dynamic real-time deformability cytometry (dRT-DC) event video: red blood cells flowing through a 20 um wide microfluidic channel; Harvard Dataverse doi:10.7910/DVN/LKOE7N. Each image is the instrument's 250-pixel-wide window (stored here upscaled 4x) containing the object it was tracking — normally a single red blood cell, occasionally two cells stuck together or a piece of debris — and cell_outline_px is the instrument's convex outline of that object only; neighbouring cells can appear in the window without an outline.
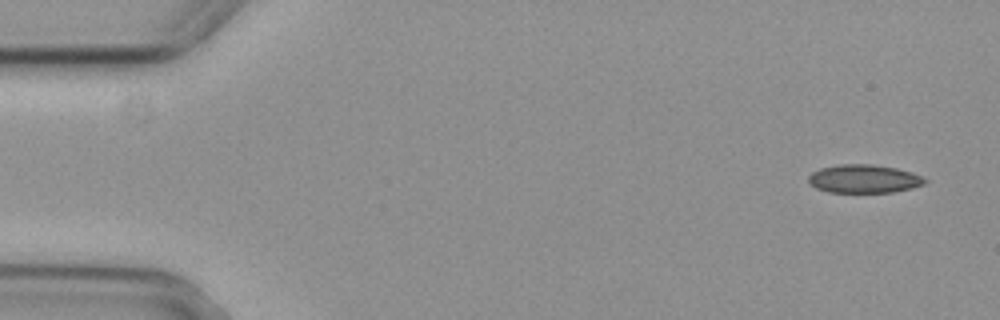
{"species": "common noctule bat (a hibernating species)", "species_latin": "Nyctalus noctula", "temperature_condition": "cold", "stored_images_in_passage": 6, "camera_frame_rate_fps": 3000, "um_per_image_px": 0.085, "animal": {"sex": "female", "body_mass_g": 29.2, "forearm_length_mm": 56.3}, "frame": {"image": 1, "passage_image": 1, "time_ms": 0.0, "image_size_px": [1000, 320], "cell_outline_px": [[928, 180], [924, 184], [912, 188], [892, 192], [828, 192], [816, 188], [808, 180], [808, 176], [812, 172], [820, 168], [840, 164], [872, 164], [896, 168], [912, 172], [924, 176]], "centroid_in_image_um": [73.46, 15.19], "position_along_channel_um": 11.5, "area_um2": 19.31}}
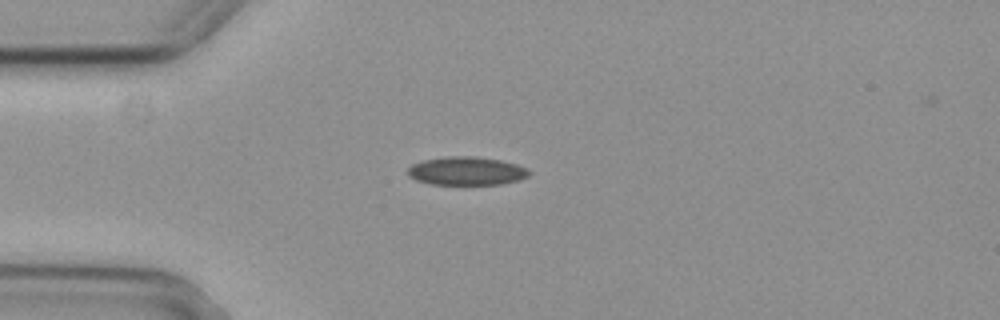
{"frame": {"image": 2, "passage_image": 4, "time_ms": 1.0, "image_size_px": [1000, 320], "cell_outline_px": [[532, 172], [528, 176], [520, 180], [500, 184], [432, 184], [416, 180], [408, 176], [408, 168], [412, 164], [424, 160], [448, 156], [476, 156], [500, 160], [516, 164], [528, 168]], "centroid_in_image_um": [39.68, 14.53], "position_along_channel_um": 45.3, "area_um2": 20.11}}
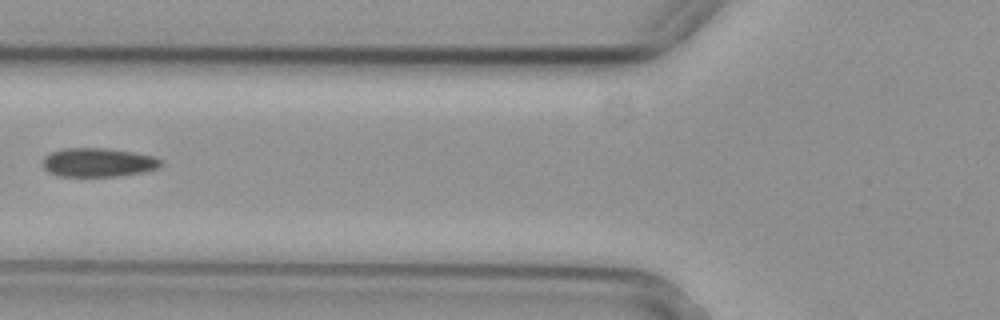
{"frame": {"image": 3, "passage_image": 6, "time_ms": 1.667, "image_size_px": [1000, 320], "cell_outline_px": [[164, 164], [148, 172], [116, 176], [60, 176], [48, 172], [44, 168], [44, 156], [52, 152], [64, 148], [108, 148], [132, 152], [152, 156], [164, 160]], "centroid_in_image_um": [8.39, 13.81], "position_along_channel_um": 117.4, "area_um2": 19.94}}